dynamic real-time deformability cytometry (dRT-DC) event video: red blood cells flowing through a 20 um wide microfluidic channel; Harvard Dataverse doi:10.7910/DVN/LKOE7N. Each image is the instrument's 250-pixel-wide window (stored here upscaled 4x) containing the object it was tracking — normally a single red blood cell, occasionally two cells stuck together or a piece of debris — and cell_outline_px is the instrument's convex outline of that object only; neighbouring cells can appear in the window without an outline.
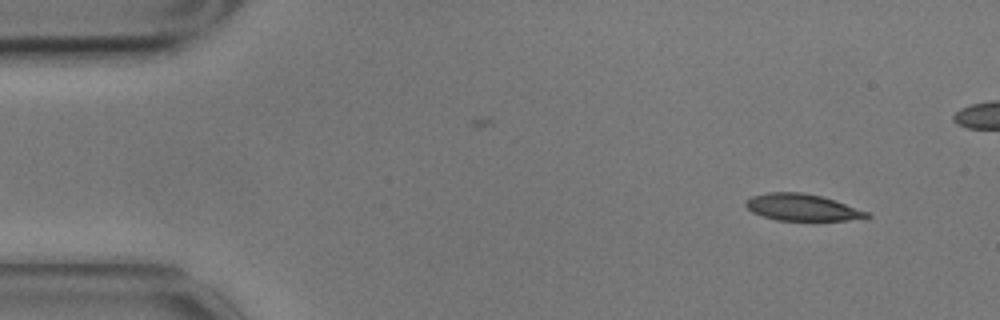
{"species": "common noctule bat (a hibernating species)", "species_latin": "Nyctalus noctula", "temperature_condition": "cold", "stored_images_in_passage": 11, "camera_frame_rate_fps": 3000, "um_per_image_px": 0.085, "animal": {"sex": "male", "body_mass_g": 17.9}, "frame": {"image": 1, "passage_image": 4, "time_ms": 1.0, "image_size_px": [1000, 320], "cell_outline_px": [[872, 216], [844, 220], [776, 220], [752, 212], [744, 204], [752, 196], [768, 192], [804, 192], [836, 200], [868, 212]], "centroid_in_image_um": [68.17, 17.61], "position_along_channel_um": 16.8, "area_um2": 18.61}}